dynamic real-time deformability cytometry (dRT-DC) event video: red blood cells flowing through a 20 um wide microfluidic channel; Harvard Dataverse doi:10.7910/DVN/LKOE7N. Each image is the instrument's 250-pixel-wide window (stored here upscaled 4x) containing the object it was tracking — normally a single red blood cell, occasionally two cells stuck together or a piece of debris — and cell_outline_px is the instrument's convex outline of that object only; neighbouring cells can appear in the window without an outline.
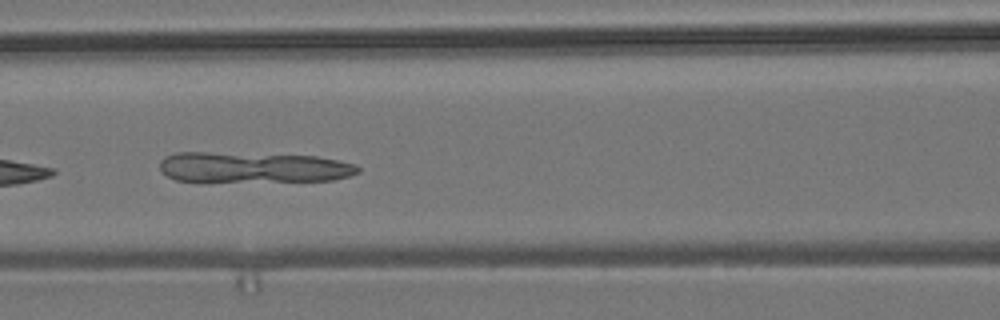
{"species": "common noctule bat (a hibernating species)", "species_latin": "Nyctalus noctula", "temperature_condition": "room temperature", "stored_images_in_passage": 8, "camera_frame_rate_fps": 3000, "um_per_image_px": 0.085, "animal": {"sex": "male", "body_mass_g": 19.2, "forearm_length_mm": 51.8}, "frame": {"image": 1, "passage_image": 7, "time_ms": 7.0, "image_size_px": [1000, 320], "cell_outline_px": [[360, 172], [348, 176], [332, 180], [204, 184], [200, 184], [176, 180], [168, 176], [160, 168], [160, 160], [164, 156], [176, 152], [208, 152], [316, 156], [356, 164], [360, 168]], "centroid_in_image_um": [21.43, 14.27], "position_along_channel_um": 145.2, "area_um2": 36.82}}
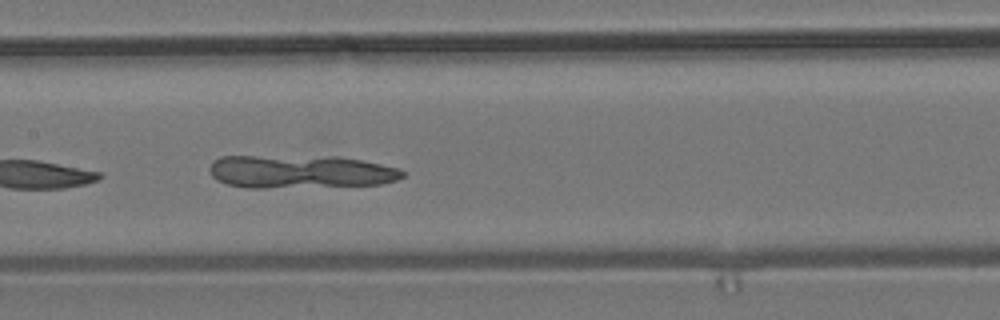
{"frame": {"image": 2, "passage_image": 8, "time_ms": 8.0, "image_size_px": [1000, 320], "cell_outline_px": [[408, 172], [404, 176], [396, 180], [380, 184], [264, 188], [248, 188], [228, 184], [216, 180], [212, 176], [208, 168], [212, 160], [220, 156], [336, 156], [360, 160], [400, 168]], "centroid_in_image_um": [25.5, 14.58], "position_along_channel_um": 181.9, "area_um2": 37.51}}